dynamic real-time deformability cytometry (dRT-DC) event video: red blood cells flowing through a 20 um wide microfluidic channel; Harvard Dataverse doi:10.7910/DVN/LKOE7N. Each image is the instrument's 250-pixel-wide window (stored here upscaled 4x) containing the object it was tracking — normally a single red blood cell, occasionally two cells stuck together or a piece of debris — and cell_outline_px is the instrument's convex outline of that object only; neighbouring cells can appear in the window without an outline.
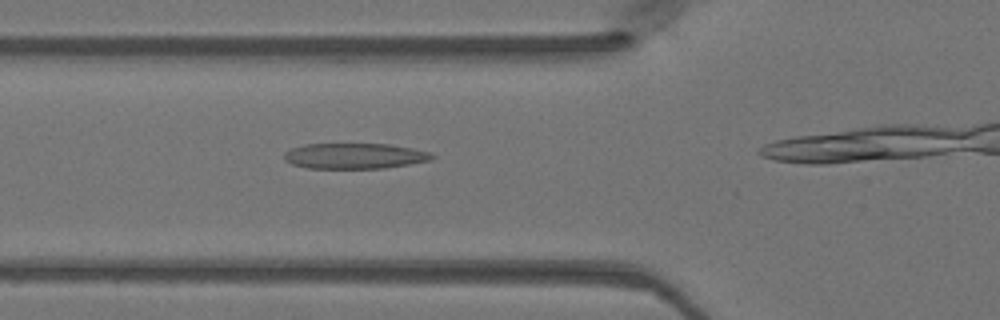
{"species": "Egyptian fruit bat (a non-hibernating species)", "species_latin": "Rousettus aegyptiacus", "temperature_condition": "warm", "stored_images_in_passage": 8, "camera_frame_rate_fps": 3000, "um_per_image_px": 0.085, "animal": {"sex": "female"}, "frame": {"image": 1, "passage_image": 4, "time_ms": 1.0, "image_size_px": [1000, 320], "cell_outline_px": [[436, 156], [432, 160], [384, 168], [308, 168], [292, 164], [284, 160], [284, 152], [292, 148], [304, 144], [388, 144], [412, 148], [428, 152]], "centroid_in_image_um": [30.13, 13.25], "position_along_channel_um": 95.7, "area_um2": 21.96}}